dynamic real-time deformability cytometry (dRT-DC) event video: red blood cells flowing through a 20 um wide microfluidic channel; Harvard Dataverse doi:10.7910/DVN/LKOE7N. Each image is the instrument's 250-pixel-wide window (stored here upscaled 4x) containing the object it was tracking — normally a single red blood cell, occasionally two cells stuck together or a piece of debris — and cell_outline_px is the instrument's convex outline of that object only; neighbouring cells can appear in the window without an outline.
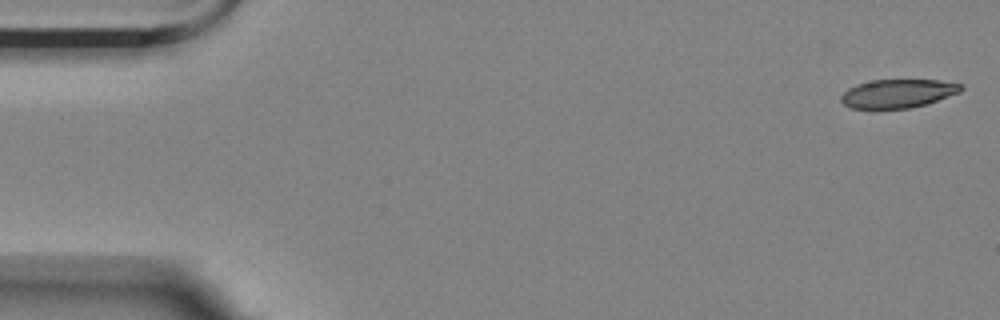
{"species": "Egyptian fruit bat (a non-hibernating species)", "species_latin": "Rousettus aegyptiacus", "temperature_condition": "room temperature", "stored_images_in_passage": 11, "camera_frame_rate_fps": 3000, "um_per_image_px": 0.085, "animal": {"sex": "female"}, "frame": {"image": 1, "passage_image": 1, "time_ms": 0.0, "image_size_px": [1000, 320], "cell_outline_px": [[964, 88], [960, 92], [928, 104], [912, 108], [876, 112], [852, 108], [844, 104], [840, 100], [840, 96], [848, 88], [856, 84], [872, 80], [940, 80], [964, 84]], "centroid_in_image_um": [76.29, 8.0], "position_along_channel_um": 8.7, "area_um2": 20.98}}